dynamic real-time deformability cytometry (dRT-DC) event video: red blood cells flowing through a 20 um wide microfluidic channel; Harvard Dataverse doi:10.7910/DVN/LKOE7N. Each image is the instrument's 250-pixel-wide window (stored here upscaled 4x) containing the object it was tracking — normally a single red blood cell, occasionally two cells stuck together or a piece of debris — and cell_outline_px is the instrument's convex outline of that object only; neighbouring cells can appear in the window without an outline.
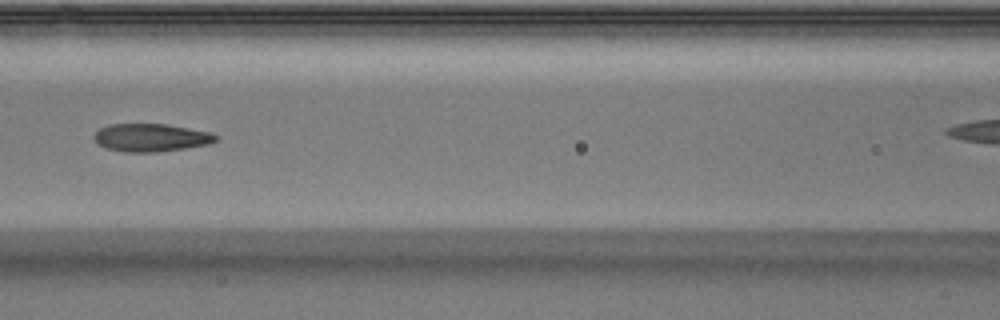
{"species": "Egyptian fruit bat (a non-hibernating species)", "species_latin": "Rousettus aegyptiacus", "temperature_condition": "warm", "stored_images_in_passage": 7, "segment_of_instrument_passage": [1, 2], "camera_frame_rate_fps": 3000, "um_per_image_px": 0.085, "animal": {"sex": "male"}, "frame": {"image": 1, "passage_image": 6, "time_ms": 1.667, "image_size_px": [1000, 320], "cell_outline_px": [[220, 140], [208, 144], [184, 148], [156, 152], [124, 152], [104, 148], [96, 144], [92, 136], [100, 128], [108, 124], [168, 124], [212, 132], [220, 136]], "centroid_in_image_um": [12.84, 11.69], "position_along_channel_um": 153.8, "area_um2": 20.17}}